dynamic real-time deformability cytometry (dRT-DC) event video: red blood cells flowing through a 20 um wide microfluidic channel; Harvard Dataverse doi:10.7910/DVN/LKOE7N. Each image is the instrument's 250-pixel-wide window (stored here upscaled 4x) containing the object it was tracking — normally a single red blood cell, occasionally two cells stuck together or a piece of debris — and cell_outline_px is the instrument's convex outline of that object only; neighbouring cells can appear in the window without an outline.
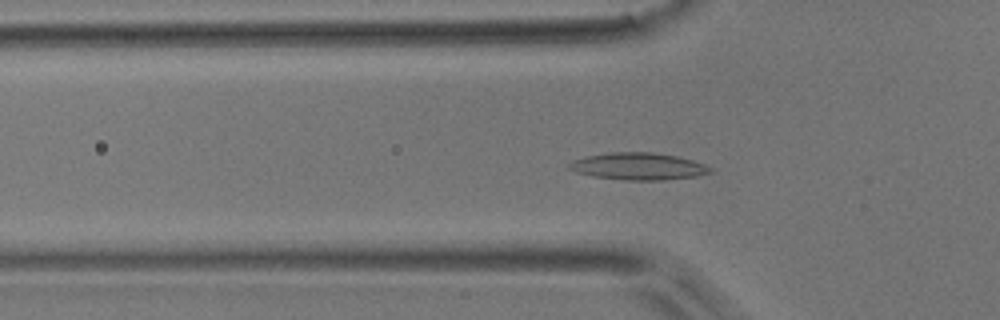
{"species": "common noctule bat (a hibernating species)", "species_latin": "Nyctalus noctula", "temperature_condition": "room temperature", "stored_images_in_passage": 50, "camera_frame_rate_fps": 3000, "um_per_image_px": 0.085, "animal": {"sex": "male", "body_mass_g": 17.9}, "frame": {"image": 1, "passage_image": 16, "time_ms": 5.0, "image_size_px": [1000, 320], "cell_outline_px": [[712, 172], [696, 176], [664, 180], [624, 180], [592, 176], [576, 172], [568, 168], [568, 164], [572, 160], [588, 156], [608, 152], [652, 152], [676, 156], [692, 160], [704, 164], [712, 168]], "centroid_in_image_um": [54.24, 14.14], "position_along_channel_um": 71.6, "area_um2": 22.25}}
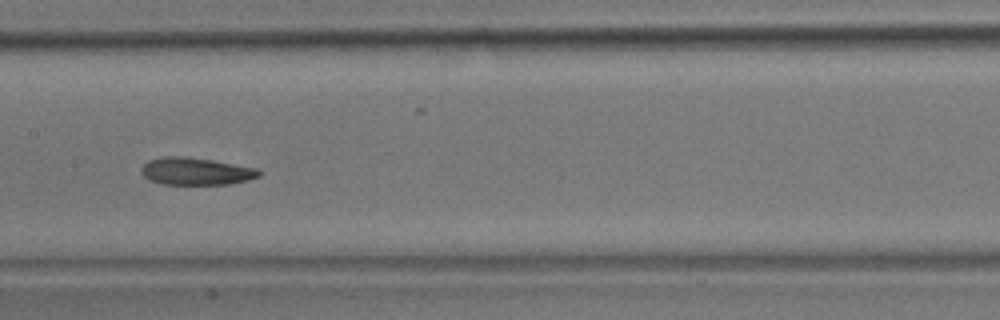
{"frame": {"image": 2, "passage_image": 25, "time_ms": 8.0, "image_size_px": [1000, 320], "cell_outline_px": [[264, 172], [260, 176], [248, 180], [228, 184], [160, 184], [144, 176], [140, 172], [140, 168], [148, 160], [164, 156], [184, 156], [212, 160], [256, 168]], "centroid_in_image_um": [16.65, 14.55], "position_along_channel_um": 190.7, "area_um2": 18.79}}
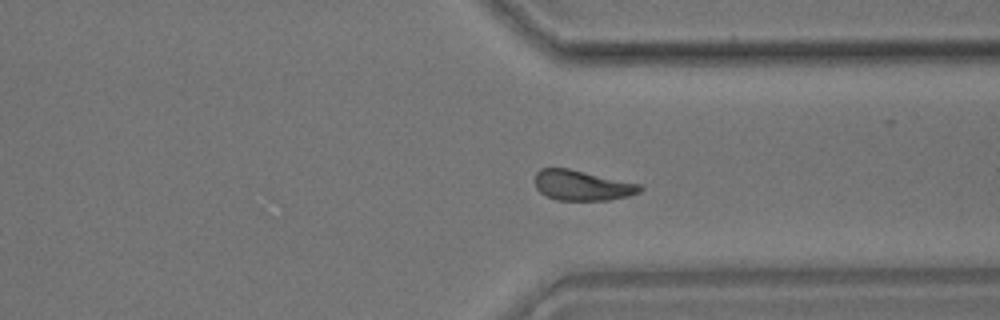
{"frame": {"image": 3, "passage_image": 38, "time_ms": 12.333, "image_size_px": [1000, 320], "cell_outline_px": [[644, 188], [640, 192], [628, 196], [608, 200], [556, 200], [540, 192], [536, 188], [536, 172], [540, 168], [568, 168], [640, 184]], "centroid_in_image_um": [49.48, 15.76], "position_along_channel_um": 361.9, "area_um2": 18.38}, "authors_computed_cell_mechanics": {"area_um2": 19.1318, "velocity_mm_per_s": 3.9513, "shape_relaxation_time_tau1_ms": 3.5528, "shape_relaxation_time_tau2_ms": 4.8814, "deformation_change_tau1": 0.1233, "deformation_change_tau2": 0.0936}}